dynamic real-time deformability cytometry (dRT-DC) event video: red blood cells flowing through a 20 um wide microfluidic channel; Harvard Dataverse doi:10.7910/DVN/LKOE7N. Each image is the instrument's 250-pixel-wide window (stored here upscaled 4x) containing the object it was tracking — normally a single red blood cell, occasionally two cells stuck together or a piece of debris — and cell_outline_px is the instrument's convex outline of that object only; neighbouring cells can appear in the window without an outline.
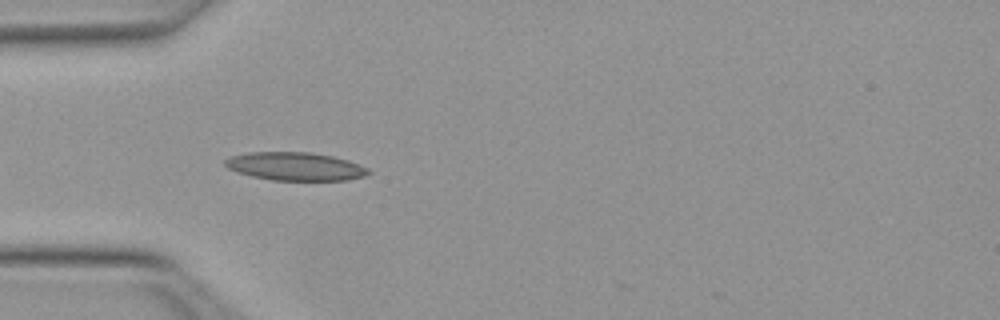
{"species": "Egyptian fruit bat (a non-hibernating species)", "species_latin": "Rousettus aegyptiacus", "temperature_condition": "warm", "stored_images_in_passage": 18, "camera_frame_rate_fps": 3000, "um_per_image_px": 0.085, "animal": {"sex": "female"}, "frame": {"image": 1, "passage_image": 3, "time_ms": 0.667, "image_size_px": [1000, 320], "cell_outline_px": [[372, 172], [364, 176], [348, 180], [272, 180], [252, 176], [228, 168], [224, 164], [224, 160], [232, 156], [248, 152], [312, 152], [332, 156], [348, 160], [368, 168]], "centroid_in_image_um": [25.12, 14.14], "position_along_channel_um": 59.9, "area_um2": 23.47}}
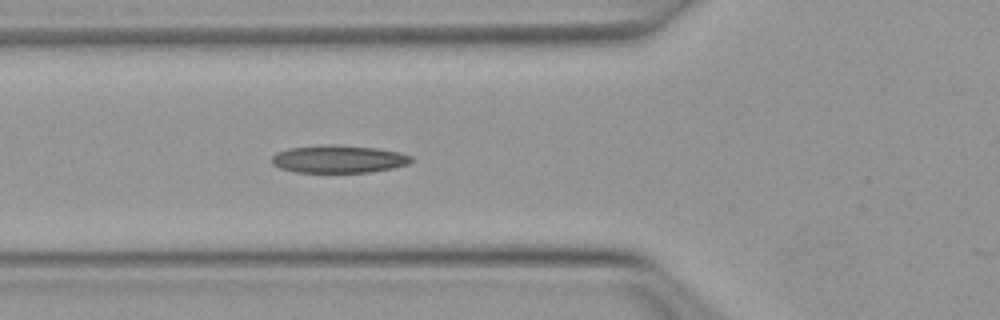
{"frame": {"image": 2, "passage_image": 6, "time_ms": 1.667, "image_size_px": [1000, 320], "cell_outline_px": [[416, 160], [408, 164], [392, 168], [368, 172], [296, 172], [280, 168], [272, 164], [272, 156], [276, 152], [288, 148], [320, 144], [328, 144], [376, 148], [400, 152], [412, 156]], "centroid_in_image_um": [28.78, 13.51], "position_along_channel_um": 97.0, "area_um2": 22.66}}
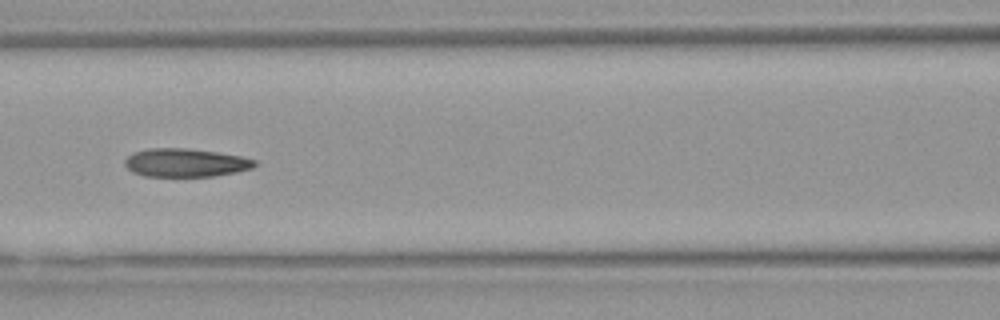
{"frame": {"image": 3, "passage_image": 10, "time_ms": 3.0, "image_size_px": [1000, 320], "cell_outline_px": [[256, 164], [252, 168], [236, 172], [212, 176], [144, 176], [132, 172], [124, 164], [124, 160], [128, 156], [136, 152], [148, 148], [188, 148], [216, 152], [240, 156], [256, 160]], "centroid_in_image_um": [15.75, 13.83], "position_along_channel_um": 150.8, "area_um2": 21.33}}